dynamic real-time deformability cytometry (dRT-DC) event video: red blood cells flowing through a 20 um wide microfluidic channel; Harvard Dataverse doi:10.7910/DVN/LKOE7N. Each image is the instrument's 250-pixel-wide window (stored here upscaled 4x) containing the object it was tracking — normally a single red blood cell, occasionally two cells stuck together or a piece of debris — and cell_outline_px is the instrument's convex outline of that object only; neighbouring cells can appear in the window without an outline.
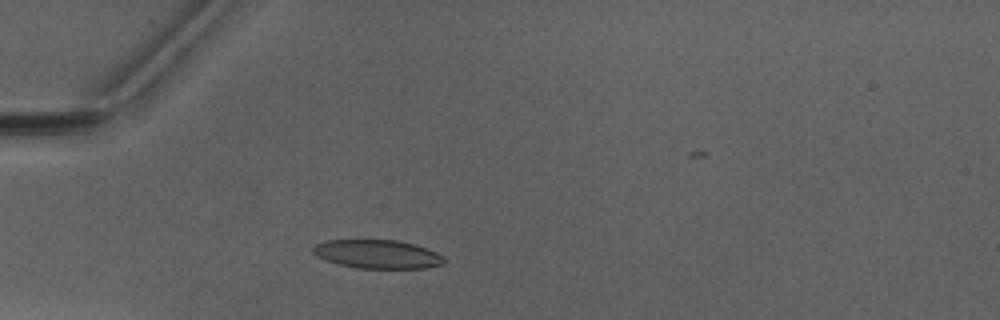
{"species": "Egyptian fruit bat (a non-hibernating species)", "species_latin": "Rousettus aegyptiacus", "temperature_condition": "warm", "stored_images_in_passage": 3, "camera_frame_rate_fps": 3000, "um_per_image_px": 0.085, "animal": {"sex": "male"}, "frame": {"image": 1, "passage_image": 3, "time_ms": 2.667, "image_size_px": [1000, 320], "cell_outline_px": [[444, 264], [424, 268], [356, 268], [340, 264], [328, 260], [312, 252], [312, 248], [316, 244], [324, 240], [396, 240], [412, 244], [436, 252], [444, 256]], "centroid_in_image_um": [32.09, 21.6], "position_along_channel_um": 52.9, "area_um2": 21.56}}